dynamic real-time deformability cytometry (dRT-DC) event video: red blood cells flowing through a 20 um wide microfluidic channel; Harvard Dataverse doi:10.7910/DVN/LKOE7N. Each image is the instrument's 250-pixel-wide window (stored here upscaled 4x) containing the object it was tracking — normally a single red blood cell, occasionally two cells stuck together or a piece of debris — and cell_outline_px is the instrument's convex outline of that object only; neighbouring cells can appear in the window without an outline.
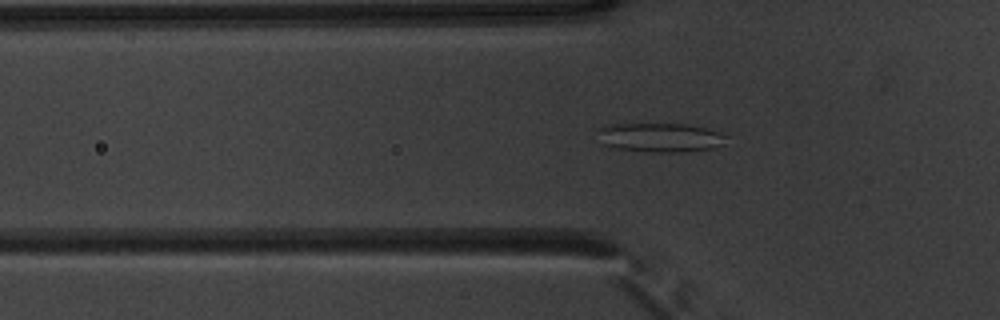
{"species": "common noctule bat (a hibernating species)", "species_latin": "Nyctalus noctula", "temperature_condition": "warm", "stored_images_in_passage": 45, "camera_frame_rate_fps": 3000, "um_per_image_px": 0.085, "animal": {"sex": "male", "body_mass_g": 20.1, "forearm_length_mm": 53.5}, "frame": {"image": 1, "passage_image": 10, "time_ms": 3.0, "image_size_px": [1000, 320], "cell_outline_px": [[728, 136], [724, 144], [712, 148], [684, 152], [652, 152], [616, 148], [604, 144], [600, 128], [604, 124], [688, 124], [720, 132]], "centroid_in_image_um": [56.19, 11.68], "position_along_channel_um": 69.6, "area_um2": 21.56}}
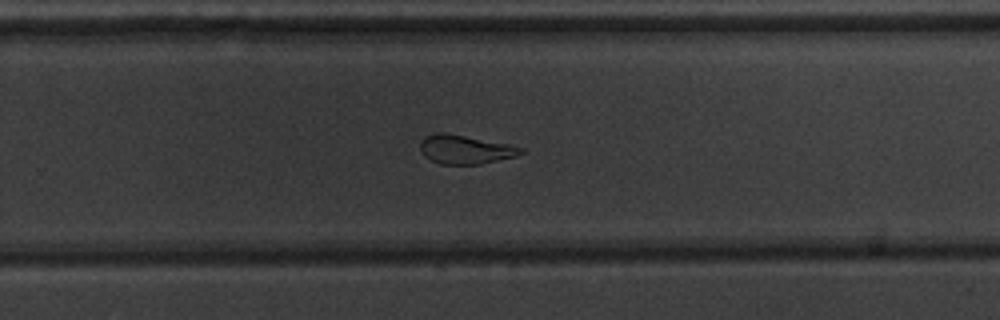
{"frame": {"image": 2, "passage_image": 27, "time_ms": 8.667, "image_size_px": [1000, 320], "cell_outline_px": [[524, 152], [516, 156], [480, 164], [440, 164], [424, 156], [420, 152], [420, 140], [424, 136], [436, 132], [444, 132], [508, 144], [524, 148]], "centroid_in_image_um": [39.5, 12.7], "position_along_channel_um": 290.3, "area_um2": 16.94}}
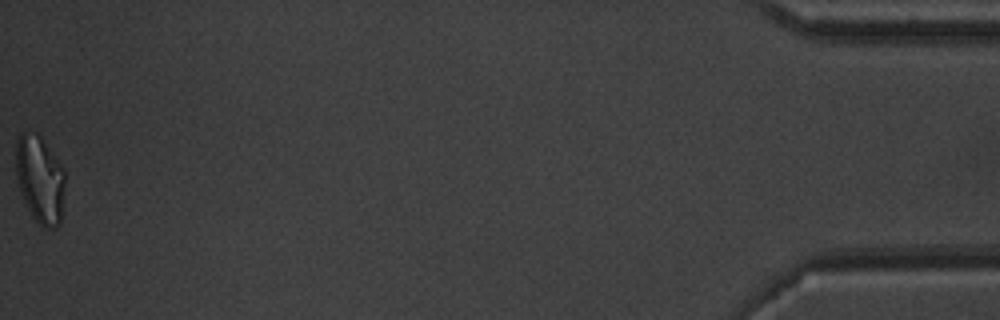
{"frame": {"image": 3, "passage_image": 45, "time_ms": 14.667, "image_size_px": [1000, 320], "cell_outline_px": [[64, 184], [60, 224], [56, 228], [44, 228], [32, 216], [20, 192], [16, 176], [16, 140], [20, 132], [36, 132], [40, 136], [60, 164], [64, 172]], "centroid_in_image_um": [3.37, 15.24], "position_along_channel_um": 431.8, "area_um2": 24.85}, "authors_computed_cell_mechanics": {"area_um2": 19.8832, "velocity_mm_per_s": 3.8987, "shape_relaxation_time_tau1_ms": null, "shape_relaxation_time_tau2_ms": 2.4338, "deformation_change_tau1": null, "deformation_change_tau2": 0.1082}}